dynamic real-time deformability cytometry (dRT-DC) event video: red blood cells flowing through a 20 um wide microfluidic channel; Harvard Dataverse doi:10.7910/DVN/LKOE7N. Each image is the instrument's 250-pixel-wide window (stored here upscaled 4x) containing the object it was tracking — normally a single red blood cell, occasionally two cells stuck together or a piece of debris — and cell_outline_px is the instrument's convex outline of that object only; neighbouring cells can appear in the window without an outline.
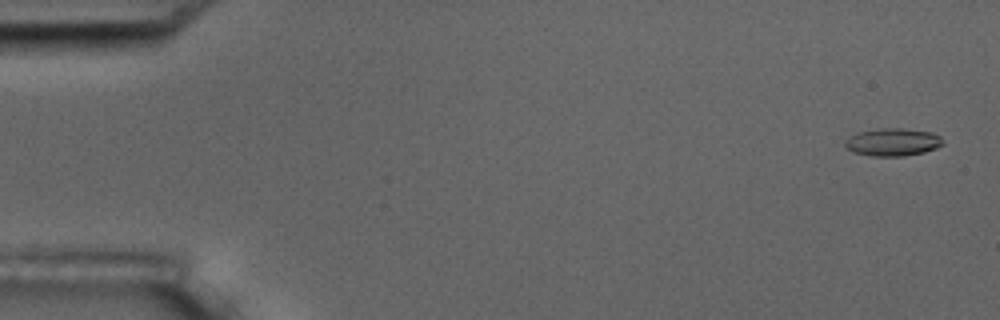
{"species": "common noctule bat (a hibernating species)", "species_latin": "Nyctalus noctula", "temperature_condition": "room temperature", "stored_images_in_passage": 5, "camera_frame_rate_fps": 3000, "um_per_image_px": 0.085, "animal": {"sex": "male", "body_mass_g": 17.5, "forearm_length_mm": 52.3}, "frame": {"image": 1, "passage_image": 1, "time_ms": 0.0, "image_size_px": [1000, 320], "cell_outline_px": [[944, 144], [936, 148], [924, 152], [904, 156], [872, 156], [852, 152], [844, 144], [844, 140], [848, 136], [856, 132], [880, 128], [900, 128], [932, 132], [940, 136]], "centroid_in_image_um": [75.85, 12.07], "position_along_channel_um": 9.1, "area_um2": 15.95}}
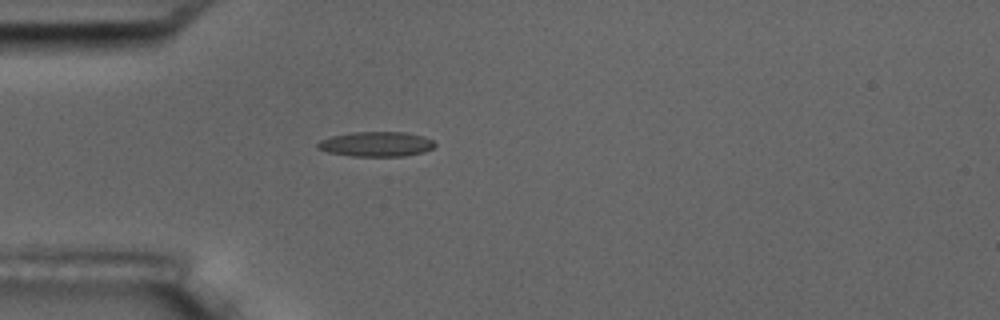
{"frame": {"image": 2, "passage_image": 5, "time_ms": 4.667, "image_size_px": [1000, 320], "cell_outline_px": [[436, 144], [432, 148], [424, 152], [404, 156], [352, 156], [328, 152], [316, 148], [316, 144], [320, 140], [332, 136], [352, 132], [404, 132], [424, 136], [432, 140]], "centroid_in_image_um": [31.97, 12.25], "position_along_channel_um": 53.0, "area_um2": 16.99}}